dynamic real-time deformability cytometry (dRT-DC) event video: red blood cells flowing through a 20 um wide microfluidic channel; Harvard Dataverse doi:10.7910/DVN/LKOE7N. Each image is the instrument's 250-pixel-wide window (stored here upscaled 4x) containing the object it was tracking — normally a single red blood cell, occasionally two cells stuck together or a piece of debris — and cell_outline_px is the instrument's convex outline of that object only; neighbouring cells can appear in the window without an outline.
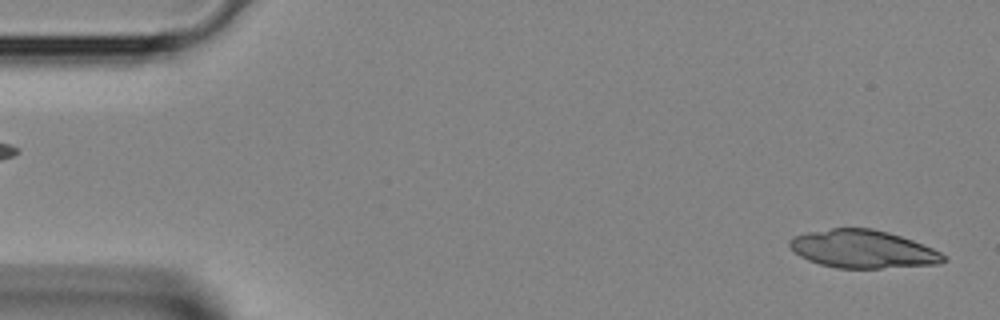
{"species": "Egyptian fruit bat (a non-hibernating species)", "species_latin": "Rousettus aegyptiacus", "temperature_condition": "room temperature", "stored_images_in_passage": 10, "camera_frame_rate_fps": 3000, "um_per_image_px": 0.085, "animal": {"sex": "female"}, "frame": {"image": 1, "passage_image": 1, "time_ms": 0.0, "image_size_px": [1000, 320], "cell_outline_px": [[948, 260], [940, 264], [880, 268], [836, 268], [820, 264], [808, 260], [800, 256], [788, 244], [788, 240], [792, 236], [808, 232], [832, 228], [872, 228], [888, 232], [912, 240], [932, 248], [948, 256]], "centroid_in_image_um": [73.36, 21.17], "position_along_channel_um": 11.6, "area_um2": 34.1}}